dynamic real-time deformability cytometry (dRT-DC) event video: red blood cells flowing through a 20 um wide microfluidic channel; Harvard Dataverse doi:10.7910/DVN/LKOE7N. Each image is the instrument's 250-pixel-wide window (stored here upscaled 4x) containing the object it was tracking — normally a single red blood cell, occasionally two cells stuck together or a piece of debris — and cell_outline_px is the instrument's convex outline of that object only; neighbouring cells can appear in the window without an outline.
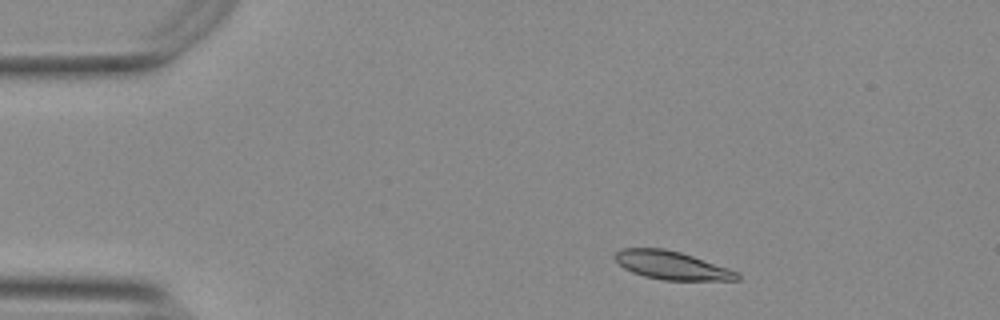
{"species": "Egyptian fruit bat (a non-hibernating species)", "species_latin": "Rousettus aegyptiacus", "temperature_condition": "warm", "stored_images_in_passage": 49, "camera_frame_rate_fps": 3000, "um_per_image_px": 0.085, "animal": {"sex": "female"}, "frame": {"image": 1, "passage_image": 4, "time_ms": 1.0, "image_size_px": [1000, 320], "cell_outline_px": [[740, 280], [664, 280], [644, 276], [632, 272], [624, 268], [612, 256], [620, 248], [664, 248], [680, 252], [740, 272]], "centroid_in_image_um": [57.09, 22.55], "position_along_channel_um": 27.9, "area_um2": 20.11}}
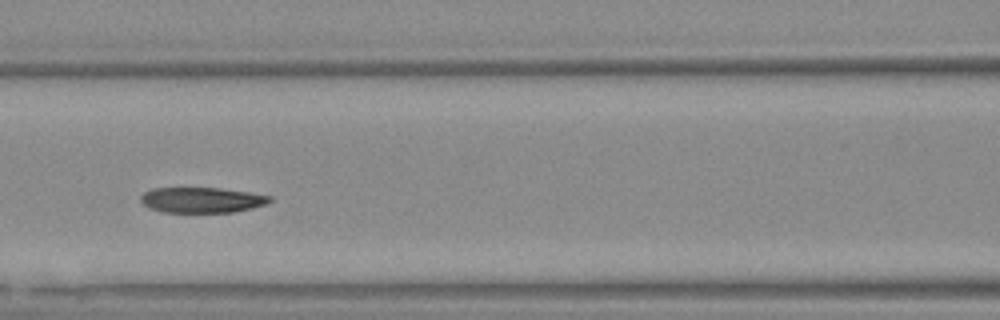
{"frame": {"image": 2, "passage_image": 19, "time_ms": 6.0, "image_size_px": [1000, 320], "cell_outline_px": [[272, 200], [264, 204], [252, 208], [236, 212], [164, 212], [148, 208], [140, 200], [140, 196], [144, 192], [152, 188], [220, 188], [248, 192], [272, 196]], "centroid_in_image_um": [17.13, 17.0], "position_along_channel_um": 149.5, "area_um2": 19.13}}
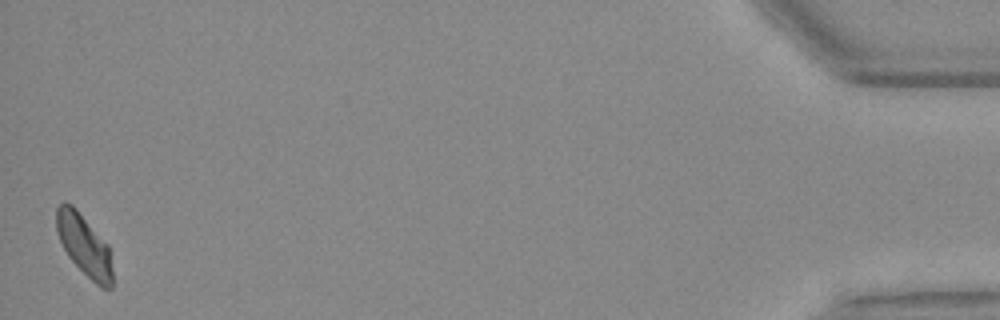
{"frame": {"image": 3, "passage_image": 49, "time_ms": 16.0, "image_size_px": [1000, 320], "cell_outline_px": [[112, 288], [100, 288], [68, 256], [56, 232], [56, 208], [60, 204], [72, 204], [76, 208], [108, 244], [112, 268]], "centroid_in_image_um": [7.16, 20.84], "position_along_channel_um": 428.0, "area_um2": 19.77}, "authors_computed_cell_mechanics": {"area_um2": 20.4612, "velocity_mm_per_s": 3.7299, "shape_relaxation_time_tau1_ms": 9.2814, "shape_relaxation_time_tau2_ms": 4.9212, "deformation_change_tau1": 0.1728, "deformation_change_tau2": 0.0822}}